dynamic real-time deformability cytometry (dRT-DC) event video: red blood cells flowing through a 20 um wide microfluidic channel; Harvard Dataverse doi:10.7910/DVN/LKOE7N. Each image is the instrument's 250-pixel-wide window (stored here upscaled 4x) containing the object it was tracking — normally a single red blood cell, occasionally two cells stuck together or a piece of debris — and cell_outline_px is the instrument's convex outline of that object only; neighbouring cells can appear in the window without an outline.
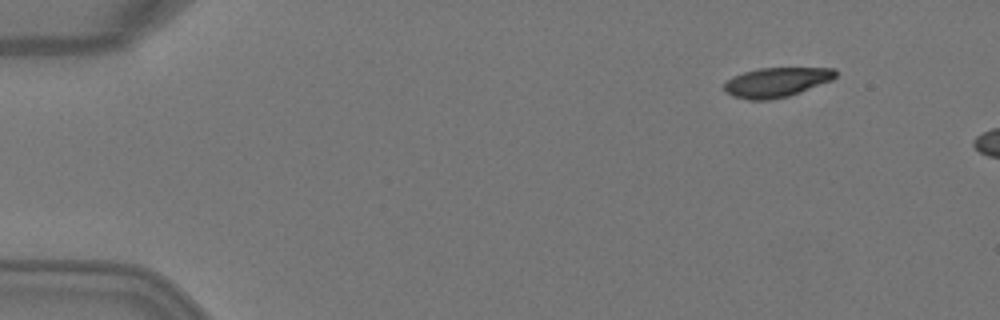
{"species": "Egyptian fruit bat (a non-hibernating species)", "species_latin": "Rousettus aegyptiacus", "temperature_condition": "warm", "stored_images_in_passage": 3, "camera_frame_rate_fps": 3000, "um_per_image_px": 0.085, "animal": {"sex": "female"}, "frame": {"image": 1, "passage_image": 1, "time_ms": 0.0, "image_size_px": [1000, 320], "cell_outline_px": [[836, 76], [832, 80], [800, 92], [788, 96], [768, 100], [748, 100], [732, 96], [724, 88], [724, 84], [732, 76], [744, 72], [760, 68], [836, 68]], "centroid_in_image_um": [66.0, 6.99], "position_along_channel_um": 19.0, "area_um2": 19.07}}